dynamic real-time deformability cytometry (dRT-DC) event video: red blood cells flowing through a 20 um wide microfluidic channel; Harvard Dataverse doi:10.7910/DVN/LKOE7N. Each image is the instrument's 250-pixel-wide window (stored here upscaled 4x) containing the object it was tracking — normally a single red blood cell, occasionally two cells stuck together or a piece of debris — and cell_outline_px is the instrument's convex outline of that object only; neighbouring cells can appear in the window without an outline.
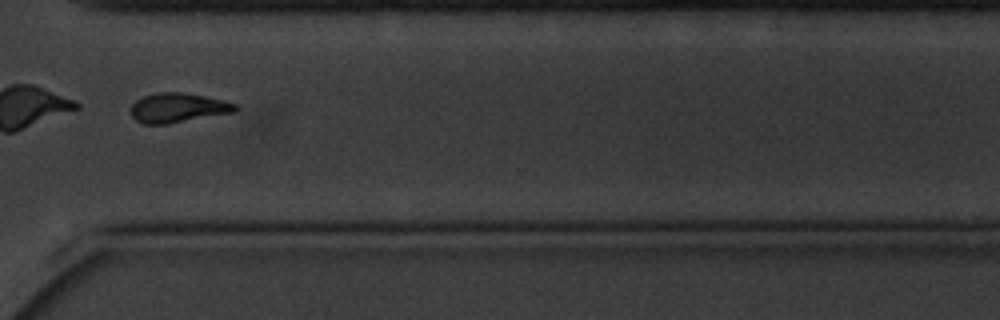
{"species": "common noctule bat (a hibernating species)", "species_latin": "Nyctalus noctula", "temperature_condition": "cold", "stored_images_in_passage": 12, "camera_frame_rate_fps": 3000, "um_per_image_px": 0.085, "animal": {"sex": "male", "body_mass_g": 20.1, "forearm_length_mm": 53.5}, "frame": {"image": 1, "passage_image": 9, "time_ms": 10.333, "image_size_px": [1000, 320], "cell_outline_px": [[240, 108], [236, 112], [168, 124], [144, 124], [136, 120], [132, 116], [132, 104], [136, 100], [144, 96], [156, 92], [184, 92], [204, 96], [236, 104]], "centroid_in_image_um": [15.14, 9.16], "position_along_channel_um": 355.5, "area_um2": 17.98}, "authors_computed_cell_mechanics": {"area_um2": 19.0451, "velocity_mm_per_s": 3.2675, "shape_relaxation_time_tau1_ms": 3.0113, "shape_relaxation_time_tau2_ms": null, "deformation_change_tau1": 0.1, "deformation_change_tau2": null}}